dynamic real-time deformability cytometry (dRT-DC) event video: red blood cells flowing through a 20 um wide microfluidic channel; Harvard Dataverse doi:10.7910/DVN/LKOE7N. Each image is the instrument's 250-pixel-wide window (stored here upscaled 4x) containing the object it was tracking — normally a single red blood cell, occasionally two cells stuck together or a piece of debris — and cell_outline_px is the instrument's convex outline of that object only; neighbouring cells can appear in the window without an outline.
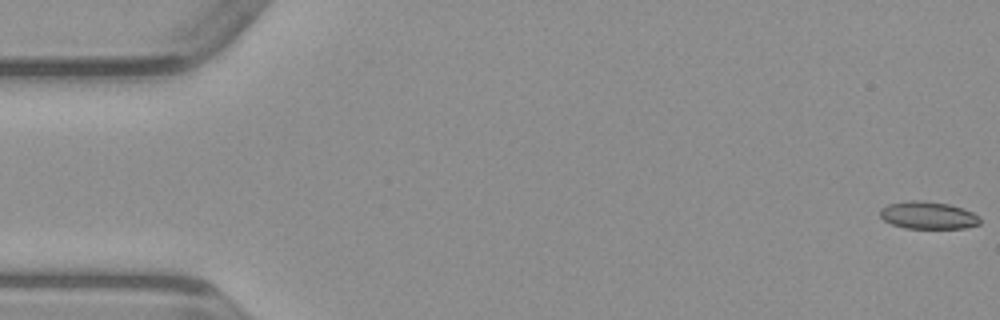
{"species": "common noctule bat (a hibernating species)", "species_latin": "Nyctalus noctula", "temperature_condition": "warm", "stored_images_in_passage": 11, "camera_frame_rate_fps": 3000, "um_per_image_px": 0.085, "animal": {"sex": "male", "body_mass_g": 23.1, "forearm_length_mm": 52.7}, "frame": {"image": 1, "passage_image": 1, "time_ms": 0.0, "image_size_px": [1000, 320], "cell_outline_px": [[980, 224], [964, 228], [904, 228], [892, 224], [884, 220], [880, 216], [880, 208], [888, 204], [912, 200], [920, 200], [948, 204], [972, 212], [980, 216]], "centroid_in_image_um": [78.87, 18.3], "position_along_channel_um": 6.1, "area_um2": 15.9}}